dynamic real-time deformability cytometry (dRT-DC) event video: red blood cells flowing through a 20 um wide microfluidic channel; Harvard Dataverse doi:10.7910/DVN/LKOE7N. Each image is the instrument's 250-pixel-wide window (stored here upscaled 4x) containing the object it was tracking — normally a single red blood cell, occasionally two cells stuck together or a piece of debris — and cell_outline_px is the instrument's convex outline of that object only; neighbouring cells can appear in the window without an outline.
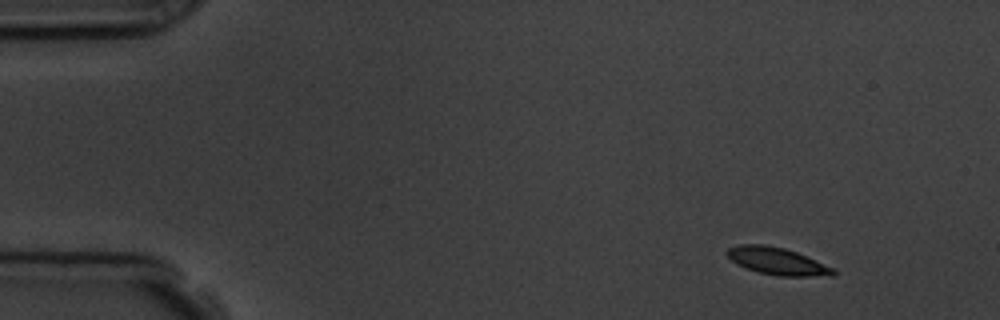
{"species": "common noctule bat (a hibernating species)", "species_latin": "Nyctalus noctula", "temperature_condition": "room temperature", "stored_images_in_passage": 3, "camera_frame_rate_fps": 3000, "um_per_image_px": 0.085, "animal": {"sex": "male", "body_mass_g": 19.5, "forearm_length_mm": 54.6}, "frame": {"image": 1, "passage_image": 1, "time_ms": 0.0, "image_size_px": [1000, 320], "cell_outline_px": [[836, 272], [832, 276], [780, 276], [760, 272], [744, 268], [736, 264], [724, 252], [728, 248], [740, 244], [764, 244], [784, 248], [796, 252], [836, 268]], "centroid_in_image_um": [66.07, 22.19], "position_along_channel_um": 18.9, "area_um2": 16.94}}